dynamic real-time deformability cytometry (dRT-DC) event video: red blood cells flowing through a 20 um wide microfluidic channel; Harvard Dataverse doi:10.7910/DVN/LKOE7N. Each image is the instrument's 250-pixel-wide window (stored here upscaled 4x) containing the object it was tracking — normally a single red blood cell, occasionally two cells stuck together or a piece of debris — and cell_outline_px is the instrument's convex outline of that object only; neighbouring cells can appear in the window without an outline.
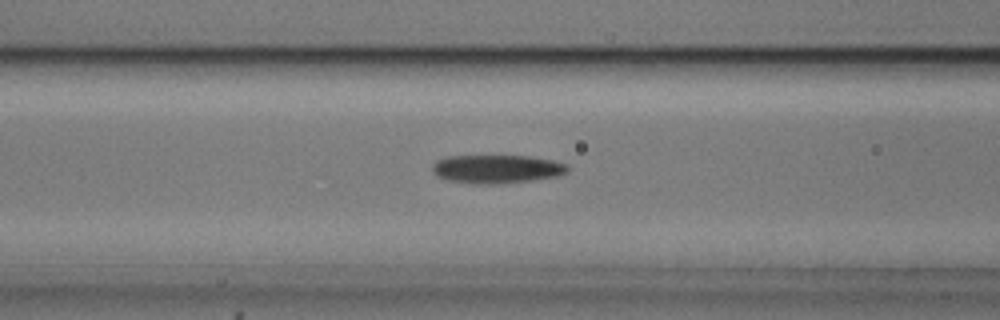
{"species": "common noctule bat (a hibernating species)", "species_latin": "Nyctalus noctula", "temperature_condition": "cold", "stored_images_in_passage": 42, "camera_frame_rate_fps": 3000, "um_per_image_px": 0.085, "animal": {"sex": "male", "body_mass_g": 20.5, "forearm_length_mm": 52.5}, "frame": {"image": 1, "passage_image": 9, "time_ms": 2.667, "image_size_px": [1000, 320], "cell_outline_px": [[568, 172], [560, 176], [532, 180], [492, 184], [472, 184], [448, 180], [436, 176], [432, 172], [432, 164], [436, 160], [448, 156], [528, 156], [552, 160], [568, 164]], "centroid_in_image_um": [42.21, 14.37], "position_along_channel_um": 124.4, "area_um2": 22.6}}
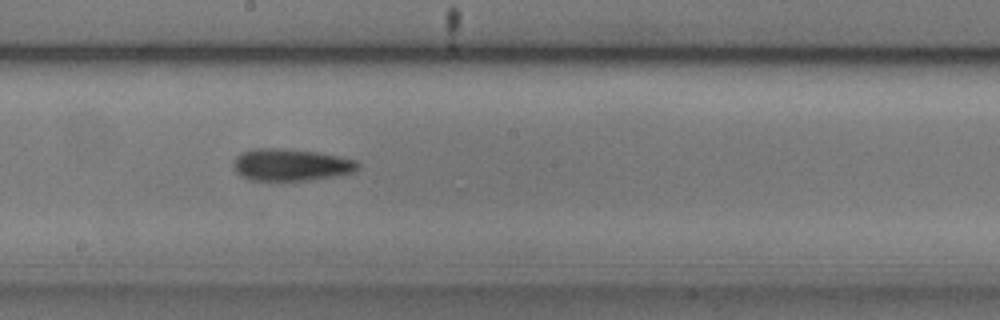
{"frame": {"image": 2, "passage_image": 17, "time_ms": 5.333, "image_size_px": [1000, 320], "cell_outline_px": [[360, 168], [356, 172], [336, 176], [308, 180], [248, 180], [240, 176], [232, 168], [236, 156], [240, 152], [256, 148], [280, 148], [316, 152], [340, 156], [356, 160], [360, 164]], "centroid_in_image_um": [24.73, 14.01], "position_along_channel_um": 223.5, "area_um2": 23.52}}
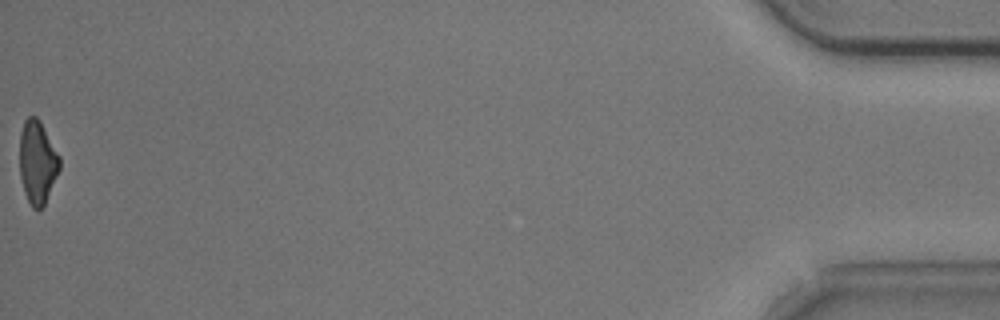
{"frame": {"image": 3, "passage_image": 42, "time_ms": 13.667, "image_size_px": [1000, 320], "cell_outline_px": [[60, 168], [44, 204], [40, 208], [32, 208], [24, 192], [20, 176], [20, 132], [24, 120], [28, 116], [36, 116], [40, 120], [60, 156]], "centroid_in_image_um": [3.17, 13.74], "position_along_channel_um": 432.0, "area_um2": 19.25}, "authors_computed_cell_mechanics": {"area_um2": 21.9351, "velocity_mm_per_s": 3.7066, "shape_relaxation_time_tau1_ms": 5.1872, "shape_relaxation_time_tau2_ms": null, "deformation_change_tau1": 0.143, "deformation_change_tau2": null}}